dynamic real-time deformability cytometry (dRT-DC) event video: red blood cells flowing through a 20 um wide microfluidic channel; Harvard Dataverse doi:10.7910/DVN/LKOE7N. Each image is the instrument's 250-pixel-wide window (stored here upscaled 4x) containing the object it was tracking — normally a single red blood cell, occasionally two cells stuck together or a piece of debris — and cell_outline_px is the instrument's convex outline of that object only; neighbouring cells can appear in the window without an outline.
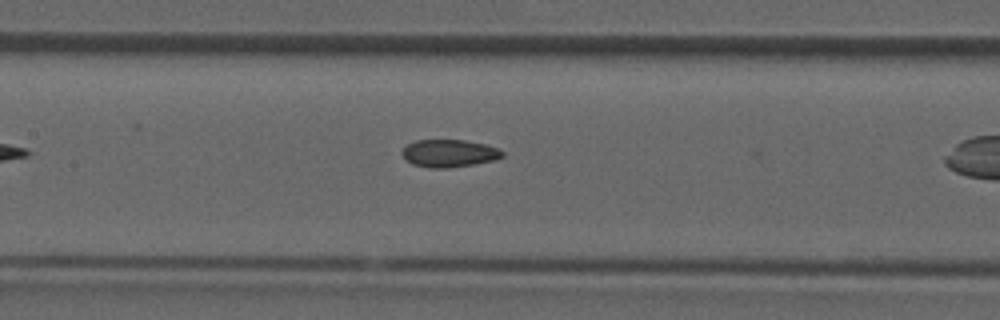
{"species": "common noctule bat (a hibernating species)", "species_latin": "Nyctalus noctula", "temperature_condition": "room temperature", "stored_images_in_passage": 10, "camera_frame_rate_fps": 3000, "um_per_image_px": 0.085, "animal": {"sex": "male", "forearm_length_mm": 52.5}, "frame": {"image": 1, "passage_image": 4, "time_ms": 1.0, "image_size_px": [1000, 320], "cell_outline_px": [[504, 156], [496, 160], [472, 164], [444, 168], [428, 168], [412, 164], [404, 160], [400, 152], [408, 144], [416, 140], [464, 140], [484, 144], [496, 148], [504, 152]], "centroid_in_image_um": [38.13, 13.03], "position_along_channel_um": 169.3, "area_um2": 16.13}}